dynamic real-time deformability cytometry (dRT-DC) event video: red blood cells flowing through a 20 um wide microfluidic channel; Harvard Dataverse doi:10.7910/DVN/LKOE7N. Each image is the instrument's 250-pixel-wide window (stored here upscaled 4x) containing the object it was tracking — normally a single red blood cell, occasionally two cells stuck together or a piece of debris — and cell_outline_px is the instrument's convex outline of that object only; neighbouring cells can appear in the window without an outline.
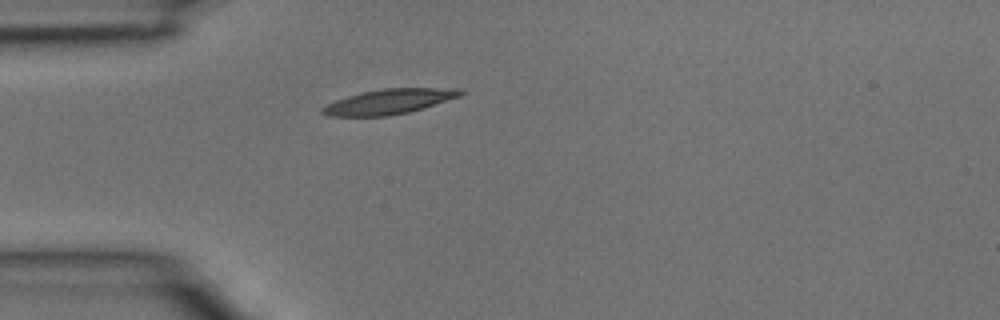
{"species": "common noctule bat (a hibernating species)", "species_latin": "Nyctalus noctula", "temperature_condition": "room temperature", "stored_images_in_passage": 1, "camera_frame_rate_fps": 3000, "um_per_image_px": 0.085, "animal": {"sex": "male", "body_mass_g": 15.6}, "frame": {"image": 1, "passage_image": 1, "time_ms": 0.0, "image_size_px": [1000, 320], "cell_outline_px": [[464, 92], [460, 96], [424, 108], [408, 112], [388, 116], [328, 116], [320, 112], [320, 108], [336, 100], [360, 92], [384, 88], [460, 88]], "centroid_in_image_um": [33.07, 8.63], "position_along_channel_um": 51.9, "area_um2": 20.11}}